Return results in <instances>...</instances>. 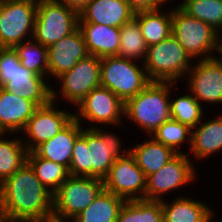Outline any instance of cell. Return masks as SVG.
Listing matches in <instances>:
<instances>
[{"label": "cell", "mask_w": 222, "mask_h": 222, "mask_svg": "<svg viewBox=\"0 0 222 222\" xmlns=\"http://www.w3.org/2000/svg\"><path fill=\"white\" fill-rule=\"evenodd\" d=\"M37 4L0 0V47H14L26 35L33 38ZM30 33V34H29Z\"/></svg>", "instance_id": "cell-9"}, {"label": "cell", "mask_w": 222, "mask_h": 222, "mask_svg": "<svg viewBox=\"0 0 222 222\" xmlns=\"http://www.w3.org/2000/svg\"><path fill=\"white\" fill-rule=\"evenodd\" d=\"M192 130L191 147L192 152L198 159L206 157L222 150V116L214 120L204 122Z\"/></svg>", "instance_id": "cell-23"}, {"label": "cell", "mask_w": 222, "mask_h": 222, "mask_svg": "<svg viewBox=\"0 0 222 222\" xmlns=\"http://www.w3.org/2000/svg\"><path fill=\"white\" fill-rule=\"evenodd\" d=\"M120 141L118 136L112 133L103 132L100 128H87V146L91 157V177L104 180L108 175L114 161L129 151H120Z\"/></svg>", "instance_id": "cell-16"}, {"label": "cell", "mask_w": 222, "mask_h": 222, "mask_svg": "<svg viewBox=\"0 0 222 222\" xmlns=\"http://www.w3.org/2000/svg\"><path fill=\"white\" fill-rule=\"evenodd\" d=\"M190 161L186 154L178 153L159 171L147 176L145 199L161 201L163 194L195 180V170Z\"/></svg>", "instance_id": "cell-12"}, {"label": "cell", "mask_w": 222, "mask_h": 222, "mask_svg": "<svg viewBox=\"0 0 222 222\" xmlns=\"http://www.w3.org/2000/svg\"><path fill=\"white\" fill-rule=\"evenodd\" d=\"M103 189L99 178L69 176L53 194V217L73 220Z\"/></svg>", "instance_id": "cell-7"}, {"label": "cell", "mask_w": 222, "mask_h": 222, "mask_svg": "<svg viewBox=\"0 0 222 222\" xmlns=\"http://www.w3.org/2000/svg\"><path fill=\"white\" fill-rule=\"evenodd\" d=\"M34 222H65L64 220H59L57 218H48V219H43V220H40V221H34Z\"/></svg>", "instance_id": "cell-39"}, {"label": "cell", "mask_w": 222, "mask_h": 222, "mask_svg": "<svg viewBox=\"0 0 222 222\" xmlns=\"http://www.w3.org/2000/svg\"><path fill=\"white\" fill-rule=\"evenodd\" d=\"M191 134L192 130L187 125H184L173 119H169L168 121H165L159 128H157L152 133L151 137L155 141L170 147L178 154L182 153L178 150V147H180L184 141L186 142L187 140L190 143L189 146L191 147Z\"/></svg>", "instance_id": "cell-34"}, {"label": "cell", "mask_w": 222, "mask_h": 222, "mask_svg": "<svg viewBox=\"0 0 222 222\" xmlns=\"http://www.w3.org/2000/svg\"><path fill=\"white\" fill-rule=\"evenodd\" d=\"M37 108L33 101L0 87V132L5 134L23 130Z\"/></svg>", "instance_id": "cell-20"}, {"label": "cell", "mask_w": 222, "mask_h": 222, "mask_svg": "<svg viewBox=\"0 0 222 222\" xmlns=\"http://www.w3.org/2000/svg\"><path fill=\"white\" fill-rule=\"evenodd\" d=\"M79 28V14L55 0L37 4L33 38L49 47Z\"/></svg>", "instance_id": "cell-8"}, {"label": "cell", "mask_w": 222, "mask_h": 222, "mask_svg": "<svg viewBox=\"0 0 222 222\" xmlns=\"http://www.w3.org/2000/svg\"><path fill=\"white\" fill-rule=\"evenodd\" d=\"M179 196L171 204L161 200L163 222H211L213 214L208 205Z\"/></svg>", "instance_id": "cell-22"}, {"label": "cell", "mask_w": 222, "mask_h": 222, "mask_svg": "<svg viewBox=\"0 0 222 222\" xmlns=\"http://www.w3.org/2000/svg\"><path fill=\"white\" fill-rule=\"evenodd\" d=\"M88 55L84 36L78 28L48 47V74L57 79Z\"/></svg>", "instance_id": "cell-17"}, {"label": "cell", "mask_w": 222, "mask_h": 222, "mask_svg": "<svg viewBox=\"0 0 222 222\" xmlns=\"http://www.w3.org/2000/svg\"><path fill=\"white\" fill-rule=\"evenodd\" d=\"M60 4H64L68 8L74 10L78 14L92 1V0H55Z\"/></svg>", "instance_id": "cell-37"}, {"label": "cell", "mask_w": 222, "mask_h": 222, "mask_svg": "<svg viewBox=\"0 0 222 222\" xmlns=\"http://www.w3.org/2000/svg\"><path fill=\"white\" fill-rule=\"evenodd\" d=\"M89 55L98 58L118 56L120 28L96 23H79Z\"/></svg>", "instance_id": "cell-21"}, {"label": "cell", "mask_w": 222, "mask_h": 222, "mask_svg": "<svg viewBox=\"0 0 222 222\" xmlns=\"http://www.w3.org/2000/svg\"><path fill=\"white\" fill-rule=\"evenodd\" d=\"M101 59L88 55L81 59L70 71H67L57 78L61 83V95L67 101L78 105L80 101L100 84Z\"/></svg>", "instance_id": "cell-13"}, {"label": "cell", "mask_w": 222, "mask_h": 222, "mask_svg": "<svg viewBox=\"0 0 222 222\" xmlns=\"http://www.w3.org/2000/svg\"><path fill=\"white\" fill-rule=\"evenodd\" d=\"M125 200L103 189L73 222H116Z\"/></svg>", "instance_id": "cell-25"}, {"label": "cell", "mask_w": 222, "mask_h": 222, "mask_svg": "<svg viewBox=\"0 0 222 222\" xmlns=\"http://www.w3.org/2000/svg\"><path fill=\"white\" fill-rule=\"evenodd\" d=\"M189 72V89L199 102L222 103V62L216 57L198 59Z\"/></svg>", "instance_id": "cell-15"}, {"label": "cell", "mask_w": 222, "mask_h": 222, "mask_svg": "<svg viewBox=\"0 0 222 222\" xmlns=\"http://www.w3.org/2000/svg\"><path fill=\"white\" fill-rule=\"evenodd\" d=\"M217 51L220 53L219 55H222V35L219 36V39H218V50ZM218 59L222 62V56L220 58L218 57Z\"/></svg>", "instance_id": "cell-38"}, {"label": "cell", "mask_w": 222, "mask_h": 222, "mask_svg": "<svg viewBox=\"0 0 222 222\" xmlns=\"http://www.w3.org/2000/svg\"><path fill=\"white\" fill-rule=\"evenodd\" d=\"M188 15L222 31V0H184L178 5ZM221 28V29H220Z\"/></svg>", "instance_id": "cell-32"}, {"label": "cell", "mask_w": 222, "mask_h": 222, "mask_svg": "<svg viewBox=\"0 0 222 222\" xmlns=\"http://www.w3.org/2000/svg\"><path fill=\"white\" fill-rule=\"evenodd\" d=\"M135 11H147L159 9L165 2L163 0H126Z\"/></svg>", "instance_id": "cell-36"}, {"label": "cell", "mask_w": 222, "mask_h": 222, "mask_svg": "<svg viewBox=\"0 0 222 222\" xmlns=\"http://www.w3.org/2000/svg\"><path fill=\"white\" fill-rule=\"evenodd\" d=\"M27 163L31 166L36 177L44 187L52 194H54L61 184L70 176L65 166L44 159L38 156L34 151L28 152Z\"/></svg>", "instance_id": "cell-27"}, {"label": "cell", "mask_w": 222, "mask_h": 222, "mask_svg": "<svg viewBox=\"0 0 222 222\" xmlns=\"http://www.w3.org/2000/svg\"><path fill=\"white\" fill-rule=\"evenodd\" d=\"M13 1H26V2H31V3H34V4H39L43 1H47V0H13Z\"/></svg>", "instance_id": "cell-41"}, {"label": "cell", "mask_w": 222, "mask_h": 222, "mask_svg": "<svg viewBox=\"0 0 222 222\" xmlns=\"http://www.w3.org/2000/svg\"><path fill=\"white\" fill-rule=\"evenodd\" d=\"M14 50L18 54L21 64L33 71L36 75L46 78L48 75V47L38 43L33 38L15 45Z\"/></svg>", "instance_id": "cell-31"}, {"label": "cell", "mask_w": 222, "mask_h": 222, "mask_svg": "<svg viewBox=\"0 0 222 222\" xmlns=\"http://www.w3.org/2000/svg\"><path fill=\"white\" fill-rule=\"evenodd\" d=\"M202 106L193 95H184L170 101L171 119L195 128L202 118Z\"/></svg>", "instance_id": "cell-33"}, {"label": "cell", "mask_w": 222, "mask_h": 222, "mask_svg": "<svg viewBox=\"0 0 222 222\" xmlns=\"http://www.w3.org/2000/svg\"><path fill=\"white\" fill-rule=\"evenodd\" d=\"M135 16L126 0H92L79 14V23H96L120 28Z\"/></svg>", "instance_id": "cell-18"}, {"label": "cell", "mask_w": 222, "mask_h": 222, "mask_svg": "<svg viewBox=\"0 0 222 222\" xmlns=\"http://www.w3.org/2000/svg\"><path fill=\"white\" fill-rule=\"evenodd\" d=\"M147 48L138 20L135 17L120 27L118 57L134 59L135 61L137 58H143L144 61Z\"/></svg>", "instance_id": "cell-30"}, {"label": "cell", "mask_w": 222, "mask_h": 222, "mask_svg": "<svg viewBox=\"0 0 222 222\" xmlns=\"http://www.w3.org/2000/svg\"><path fill=\"white\" fill-rule=\"evenodd\" d=\"M116 222H163L162 203L147 199L125 201Z\"/></svg>", "instance_id": "cell-28"}, {"label": "cell", "mask_w": 222, "mask_h": 222, "mask_svg": "<svg viewBox=\"0 0 222 222\" xmlns=\"http://www.w3.org/2000/svg\"><path fill=\"white\" fill-rule=\"evenodd\" d=\"M219 32L212 26L185 13L179 6L172 10V34L192 58H214Z\"/></svg>", "instance_id": "cell-6"}, {"label": "cell", "mask_w": 222, "mask_h": 222, "mask_svg": "<svg viewBox=\"0 0 222 222\" xmlns=\"http://www.w3.org/2000/svg\"><path fill=\"white\" fill-rule=\"evenodd\" d=\"M191 59L190 54L171 34L158 44L147 48L143 66L151 81L176 82L179 77L188 75V71L192 67Z\"/></svg>", "instance_id": "cell-4"}, {"label": "cell", "mask_w": 222, "mask_h": 222, "mask_svg": "<svg viewBox=\"0 0 222 222\" xmlns=\"http://www.w3.org/2000/svg\"><path fill=\"white\" fill-rule=\"evenodd\" d=\"M173 83L151 81L125 102L124 117L152 135L165 121L171 119L169 90Z\"/></svg>", "instance_id": "cell-3"}, {"label": "cell", "mask_w": 222, "mask_h": 222, "mask_svg": "<svg viewBox=\"0 0 222 222\" xmlns=\"http://www.w3.org/2000/svg\"><path fill=\"white\" fill-rule=\"evenodd\" d=\"M132 60L118 56L101 58V86L109 89L124 103L151 82L144 66L138 67Z\"/></svg>", "instance_id": "cell-5"}, {"label": "cell", "mask_w": 222, "mask_h": 222, "mask_svg": "<svg viewBox=\"0 0 222 222\" xmlns=\"http://www.w3.org/2000/svg\"><path fill=\"white\" fill-rule=\"evenodd\" d=\"M90 149L87 146V129H83L81 136L76 140L69 175L75 177H91V157Z\"/></svg>", "instance_id": "cell-35"}, {"label": "cell", "mask_w": 222, "mask_h": 222, "mask_svg": "<svg viewBox=\"0 0 222 222\" xmlns=\"http://www.w3.org/2000/svg\"><path fill=\"white\" fill-rule=\"evenodd\" d=\"M166 13L162 14L159 9L135 12L134 17L138 20L147 47L158 44L172 34V9Z\"/></svg>", "instance_id": "cell-26"}, {"label": "cell", "mask_w": 222, "mask_h": 222, "mask_svg": "<svg viewBox=\"0 0 222 222\" xmlns=\"http://www.w3.org/2000/svg\"><path fill=\"white\" fill-rule=\"evenodd\" d=\"M146 178L129 151L114 161L104 179V189L125 201L145 199Z\"/></svg>", "instance_id": "cell-10"}, {"label": "cell", "mask_w": 222, "mask_h": 222, "mask_svg": "<svg viewBox=\"0 0 222 222\" xmlns=\"http://www.w3.org/2000/svg\"><path fill=\"white\" fill-rule=\"evenodd\" d=\"M80 125L81 122L73 118L56 136L41 143L33 151L38 156L59 163L69 170L75 142L83 130Z\"/></svg>", "instance_id": "cell-19"}, {"label": "cell", "mask_w": 222, "mask_h": 222, "mask_svg": "<svg viewBox=\"0 0 222 222\" xmlns=\"http://www.w3.org/2000/svg\"><path fill=\"white\" fill-rule=\"evenodd\" d=\"M0 222H8L5 213L0 209Z\"/></svg>", "instance_id": "cell-40"}, {"label": "cell", "mask_w": 222, "mask_h": 222, "mask_svg": "<svg viewBox=\"0 0 222 222\" xmlns=\"http://www.w3.org/2000/svg\"><path fill=\"white\" fill-rule=\"evenodd\" d=\"M45 79L23 66L14 48L0 47V87L40 107L51 101V88Z\"/></svg>", "instance_id": "cell-2"}, {"label": "cell", "mask_w": 222, "mask_h": 222, "mask_svg": "<svg viewBox=\"0 0 222 222\" xmlns=\"http://www.w3.org/2000/svg\"><path fill=\"white\" fill-rule=\"evenodd\" d=\"M78 113L74 118L80 123L81 118L104 124L119 125L124 115L125 103L109 89L99 86L88 93L78 103Z\"/></svg>", "instance_id": "cell-14"}, {"label": "cell", "mask_w": 222, "mask_h": 222, "mask_svg": "<svg viewBox=\"0 0 222 222\" xmlns=\"http://www.w3.org/2000/svg\"><path fill=\"white\" fill-rule=\"evenodd\" d=\"M129 151L135 157L136 164L146 177L159 171L177 155L173 149L155 141L153 138L138 144Z\"/></svg>", "instance_id": "cell-24"}, {"label": "cell", "mask_w": 222, "mask_h": 222, "mask_svg": "<svg viewBox=\"0 0 222 222\" xmlns=\"http://www.w3.org/2000/svg\"><path fill=\"white\" fill-rule=\"evenodd\" d=\"M0 209L9 222H34L53 217V194L25 163L0 184Z\"/></svg>", "instance_id": "cell-1"}, {"label": "cell", "mask_w": 222, "mask_h": 222, "mask_svg": "<svg viewBox=\"0 0 222 222\" xmlns=\"http://www.w3.org/2000/svg\"><path fill=\"white\" fill-rule=\"evenodd\" d=\"M57 97V92L51 89V101L47 105L38 107L24 127L23 132L29 135L25 144L28 152L52 139L74 118V113L56 108Z\"/></svg>", "instance_id": "cell-11"}, {"label": "cell", "mask_w": 222, "mask_h": 222, "mask_svg": "<svg viewBox=\"0 0 222 222\" xmlns=\"http://www.w3.org/2000/svg\"><path fill=\"white\" fill-rule=\"evenodd\" d=\"M3 135L0 134V184L27 163L28 155L25 141L18 138L4 140Z\"/></svg>", "instance_id": "cell-29"}]
</instances>
